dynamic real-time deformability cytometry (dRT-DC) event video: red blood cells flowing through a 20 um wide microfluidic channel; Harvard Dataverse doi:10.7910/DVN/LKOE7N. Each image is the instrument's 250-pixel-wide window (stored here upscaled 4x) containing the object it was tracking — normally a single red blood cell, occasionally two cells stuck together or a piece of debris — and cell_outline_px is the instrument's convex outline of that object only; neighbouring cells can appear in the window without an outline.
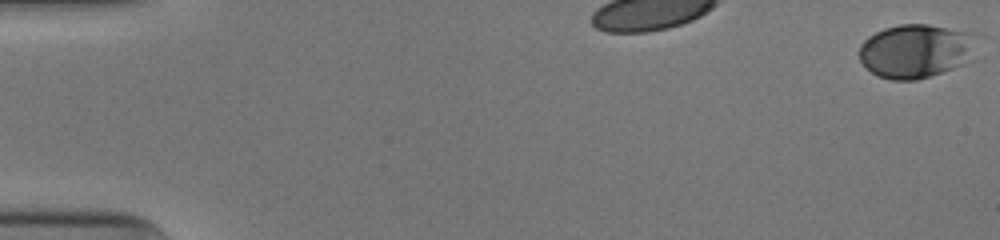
{"species": "human", "species_latin": "Homo sapiens", "temperature_condition": "cold", "stored_images_in_passage": 34, "camera_frame_rate_fps": 3000, "um_per_image_px": 0.085, "donor": {"sex": "male"}, "frame": {"image": 1, "passage_image": 1, "time_ms": 0.0, "image_size_px": [1000, 240], "cell_outline_px": [[972, 60], [952, 68], [916, 80], [892, 80], [876, 76], [860, 60], [860, 44], [868, 36], [884, 28], [900, 24], [928, 24], [968, 32]], "centroid_in_image_um": [77.73, 4.34], "position_along_channel_um": 7.3, "area_um2": 35.95}}
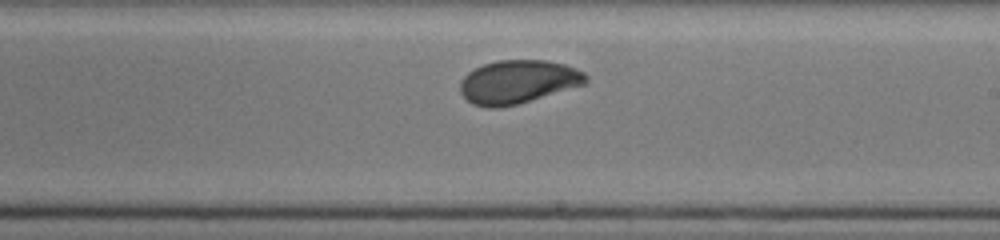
{"frame": {"image": 2, "passage_image": 23, "time_ms": 7.333, "image_size_px": [1000, 240], "cell_outline_px": [[588, 80], [584, 84], [516, 104], [496, 108], [488, 108], [472, 104], [460, 92], [460, 80], [468, 72], [484, 64], [496, 60], [544, 60], [564, 64], [584, 72], [588, 76]], "centroid_in_image_um": [44.0, 6.95], "position_along_channel_um": 245.0, "area_um2": 31.5}}
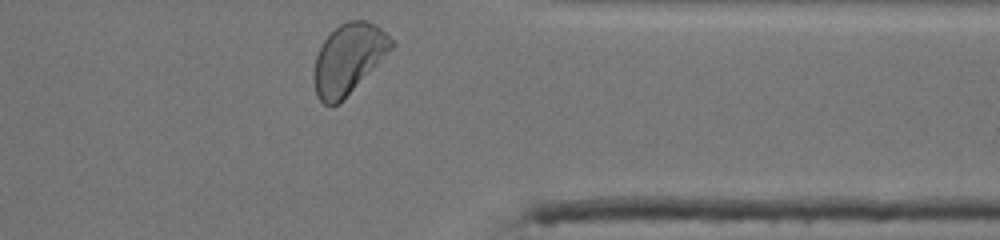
{"frame": {"image": 3, "passage_image": 34, "time_ms": 11.0, "image_size_px": [1000, 240], "cell_outline_px": [[396, 44], [336, 104], [324, 104], [316, 96], [312, 76], [316, 56], [324, 40], [340, 24], [348, 20], [364, 20], [376, 24]], "centroid_in_image_um": [29.57, 4.95], "position_along_channel_um": 381.8, "area_um2": 30.58}, "authors_computed_cell_mechanics": {"area_um2": 32.5703, "velocity_mm_per_s": 3.9079, "shape_relaxation_time_tau1_ms": 4.1149, "shape_relaxation_time_tau2_ms": 0.8074, "deformation_change_tau1": 0.1475, "deformation_change_tau2": 0.0429}}